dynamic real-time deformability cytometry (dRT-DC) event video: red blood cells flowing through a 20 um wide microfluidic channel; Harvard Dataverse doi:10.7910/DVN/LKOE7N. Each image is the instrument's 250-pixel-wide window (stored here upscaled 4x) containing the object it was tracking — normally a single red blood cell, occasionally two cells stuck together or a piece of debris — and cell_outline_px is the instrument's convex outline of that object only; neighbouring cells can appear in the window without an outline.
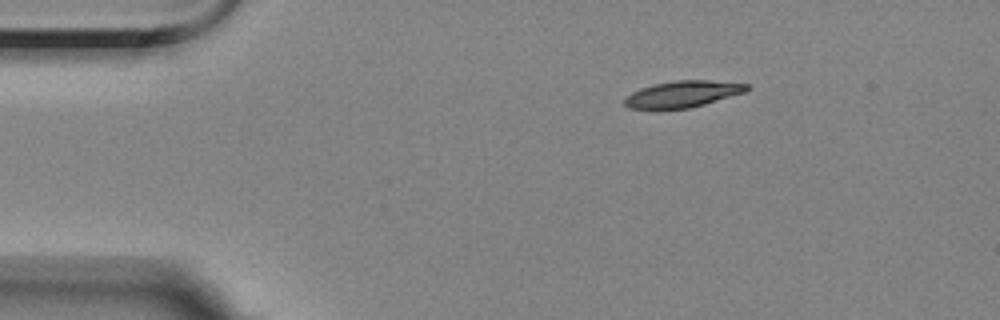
{"species": "Egyptian fruit bat (a non-hibernating species)", "species_latin": "Rousettus aegyptiacus", "temperature_condition": "room temperature", "stored_images_in_passage": 2, "camera_frame_rate_fps": 3000, "um_per_image_px": 0.085, "animal": {"sex": "female"}, "frame": {"image": 1, "passage_image": 1, "time_ms": 0.0, "image_size_px": [1000, 320], "cell_outline_px": [[752, 88], [744, 92], [704, 104], [688, 108], [628, 108], [624, 104], [624, 100], [632, 92], [640, 88], [652, 84], [676, 80], [708, 80], [748, 84]], "centroid_in_image_um": [58.04, 7.97], "position_along_channel_um": 27.0, "area_um2": 18.55}}